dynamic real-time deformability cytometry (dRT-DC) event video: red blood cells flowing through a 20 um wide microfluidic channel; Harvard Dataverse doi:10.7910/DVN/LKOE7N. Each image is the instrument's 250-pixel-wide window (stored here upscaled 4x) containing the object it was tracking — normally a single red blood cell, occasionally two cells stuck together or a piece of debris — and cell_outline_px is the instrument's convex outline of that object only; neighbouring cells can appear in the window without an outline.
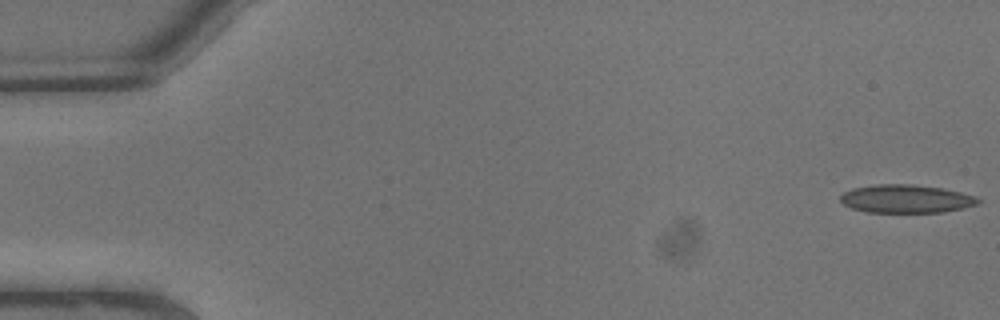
{"species": "common noctule bat (a hibernating species)", "species_latin": "Nyctalus noctula", "temperature_condition": "warm", "stored_images_in_passage": 6, "camera_frame_rate_fps": 3000, "um_per_image_px": 0.085, "animal": {"sex": "male", "body_mass_g": 13.3}, "frame": {"image": 1, "passage_image": 1, "time_ms": 0.0, "image_size_px": [1000, 320], "cell_outline_px": [[980, 200], [976, 204], [964, 208], [944, 212], [864, 212], [852, 208], [844, 204], [840, 200], [840, 196], [844, 192], [852, 188], [876, 184], [912, 184], [944, 188], [976, 196]], "centroid_in_image_um": [77.01, 16.89], "position_along_channel_um": 8.0, "area_um2": 22.72}}